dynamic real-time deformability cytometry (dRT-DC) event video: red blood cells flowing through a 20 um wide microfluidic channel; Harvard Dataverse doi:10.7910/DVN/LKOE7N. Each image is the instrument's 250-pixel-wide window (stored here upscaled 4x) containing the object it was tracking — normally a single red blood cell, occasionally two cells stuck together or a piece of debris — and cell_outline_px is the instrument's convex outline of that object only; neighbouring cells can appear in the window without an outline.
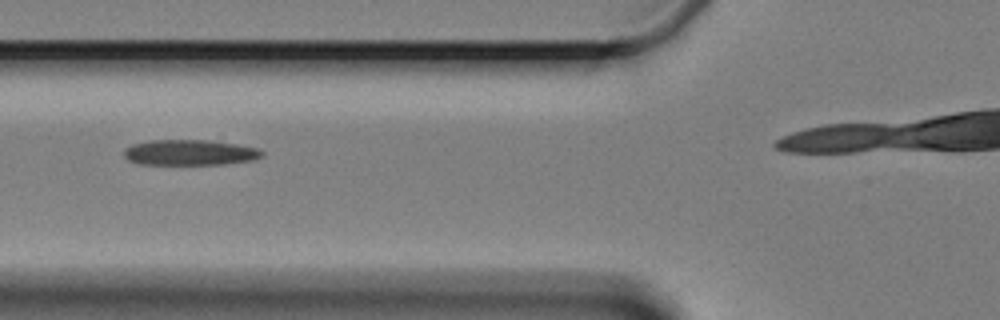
{"species": "Egyptian fruit bat (a non-hibernating species)", "species_latin": "Rousettus aegyptiacus", "temperature_condition": "cold", "stored_images_in_passage": 9, "camera_frame_rate_fps": 3000, "um_per_image_px": 0.085, "animal": {"sex": "female"}, "frame": {"image": 1, "passage_image": 2, "time_ms": 1.333, "image_size_px": [1000, 320], "cell_outline_px": [[264, 156], [256, 160], [224, 164], [140, 164], [128, 160], [124, 156], [124, 148], [132, 144], [148, 140], [208, 140], [236, 144], [260, 148], [264, 152]], "centroid_in_image_um": [16.17, 12.96], "position_along_channel_um": 109.6, "area_um2": 20.81}}
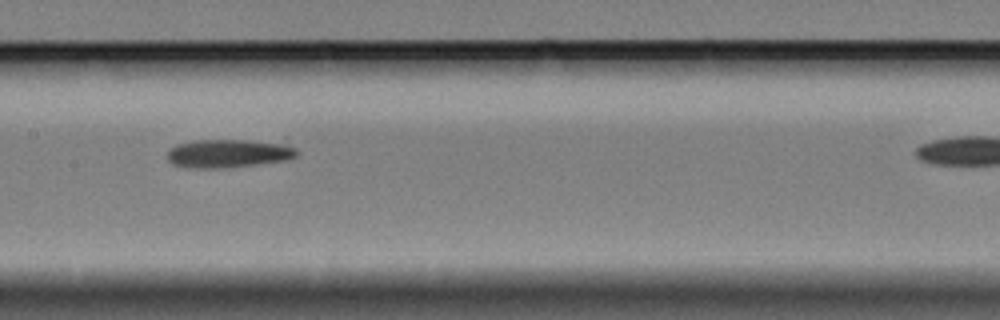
{"frame": {"image": 2, "passage_image": 4, "time_ms": 3.667, "image_size_px": [1000, 320], "cell_outline_px": [[300, 152], [296, 156], [284, 160], [252, 164], [216, 168], [200, 168], [172, 164], [168, 160], [168, 152], [176, 144], [192, 140], [284, 136]], "centroid_in_image_um": [19.68, 12.91], "position_along_channel_um": 187.7, "area_um2": 23.12}}
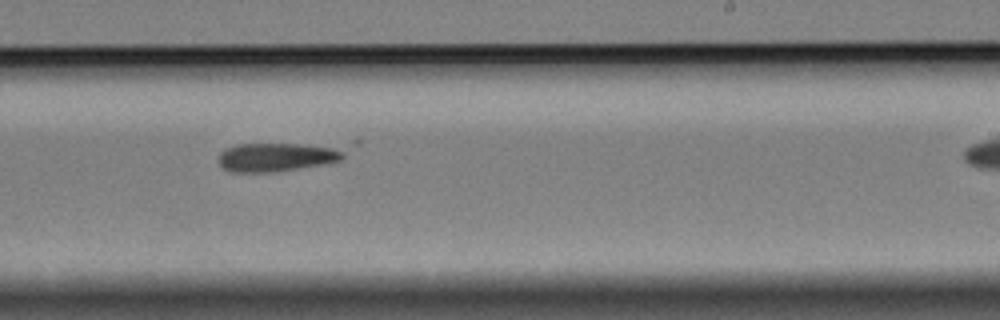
{"frame": {"image": 3, "passage_image": 6, "time_ms": 6.0, "image_size_px": [1000, 320], "cell_outline_px": [[360, 144], [340, 160], [320, 164], [272, 172], [232, 172], [224, 168], [216, 160], [220, 152], [224, 148], [236, 144], [352, 140], [360, 140]], "centroid_in_image_um": [24.04, 13.19], "position_along_channel_um": 265.0, "area_um2": 24.04}}